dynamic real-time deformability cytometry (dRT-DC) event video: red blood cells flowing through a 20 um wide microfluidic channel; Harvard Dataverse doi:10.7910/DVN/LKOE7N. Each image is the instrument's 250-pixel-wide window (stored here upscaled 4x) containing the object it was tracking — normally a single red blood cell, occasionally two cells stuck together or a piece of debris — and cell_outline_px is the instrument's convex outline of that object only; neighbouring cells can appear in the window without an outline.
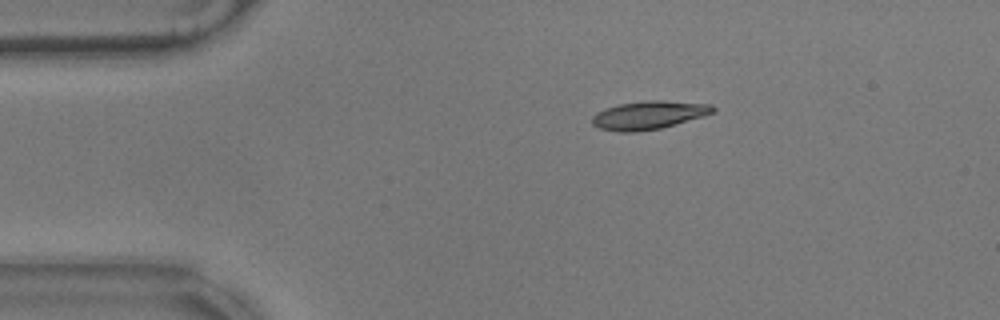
{"species": "common noctule bat (a hibernating species)", "species_latin": "Nyctalus noctula", "temperature_condition": "warm", "stored_images_in_passage": 8, "camera_frame_rate_fps": 3000, "um_per_image_px": 0.085, "animal": {"sex": "male", "body_mass_g": 17.9}, "frame": {"image": 1, "passage_image": 1, "time_ms": 0.0, "image_size_px": [1000, 320], "cell_outline_px": [[716, 108], [712, 112], [704, 116], [660, 128], [636, 132], [620, 132], [600, 128], [592, 124], [592, 116], [596, 112], [604, 108], [620, 104], [648, 100], [660, 100], [712, 104]], "centroid_in_image_um": [55.12, 9.78], "position_along_channel_um": 29.9, "area_um2": 19.83}}